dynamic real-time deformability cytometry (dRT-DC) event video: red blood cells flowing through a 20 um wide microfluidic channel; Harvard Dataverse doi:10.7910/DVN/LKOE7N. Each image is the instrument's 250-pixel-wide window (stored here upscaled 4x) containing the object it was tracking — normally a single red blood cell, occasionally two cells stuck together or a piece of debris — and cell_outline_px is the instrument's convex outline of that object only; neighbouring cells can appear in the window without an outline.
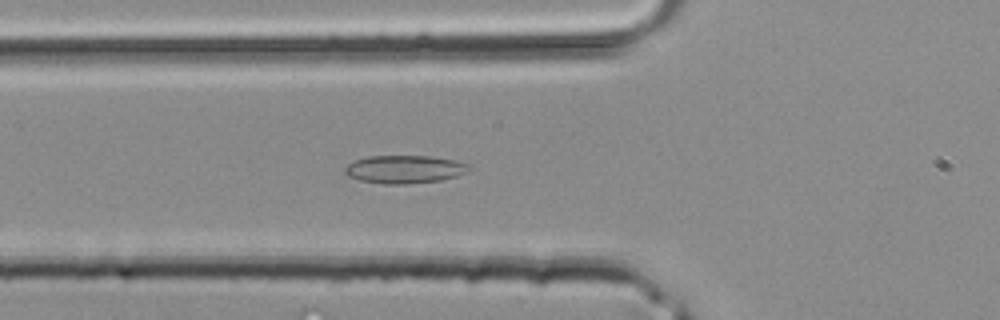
{"species": "common noctule bat (a hibernating species)", "species_latin": "Nyctalus noctula", "temperature_condition": "room temperature", "stored_images_in_passage": 29, "camera_frame_rate_fps": 3000, "um_per_image_px": 0.085, "animal": {"sex": "male", "body_mass_g": 20.4}, "frame": {"image": 1, "passage_image": 4, "time_ms": 1.0, "image_size_px": [1000, 320], "cell_outline_px": [[472, 168], [456, 176], [440, 180], [404, 184], [384, 184], [360, 180], [348, 176], [344, 172], [344, 168], [348, 164], [356, 160], [368, 156], [428, 156], [456, 160], [468, 164]], "centroid_in_image_um": [34.37, 14.38], "position_along_channel_um": 91.4, "area_um2": 20.11}}
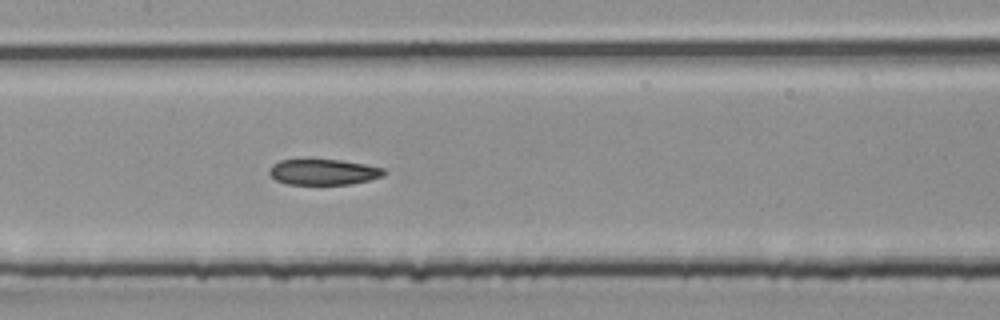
{"frame": {"image": 2, "passage_image": 9, "time_ms": 2.667, "image_size_px": [1000, 320], "cell_outline_px": [[388, 172], [384, 176], [352, 184], [288, 184], [276, 180], [268, 172], [268, 168], [272, 164], [280, 160], [340, 160], [364, 164], [384, 168]], "centroid_in_image_um": [27.51, 14.62], "position_along_channel_um": 179.9, "area_um2": 17.17}}
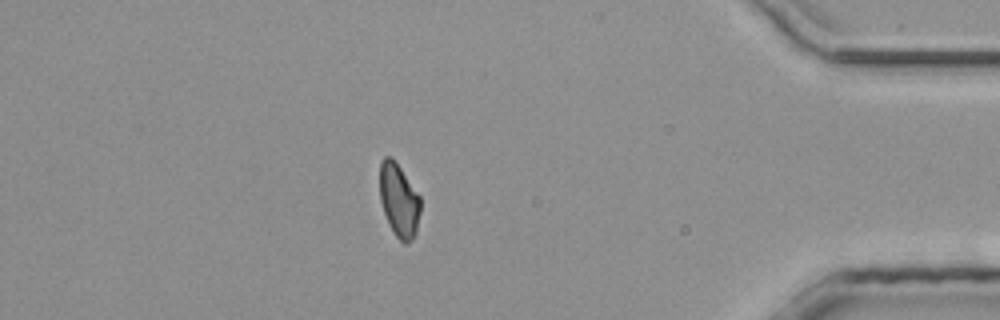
{"frame": {"image": 3, "passage_image": 24, "time_ms": 7.667, "image_size_px": [1000, 320], "cell_outline_px": [[420, 212], [416, 232], [412, 240], [408, 244], [404, 244], [396, 236], [388, 224], [380, 200], [380, 160], [384, 156], [392, 156], [420, 196]], "centroid_in_image_um": [33.9, 17.02], "position_along_channel_um": 401.3, "area_um2": 17.51}}